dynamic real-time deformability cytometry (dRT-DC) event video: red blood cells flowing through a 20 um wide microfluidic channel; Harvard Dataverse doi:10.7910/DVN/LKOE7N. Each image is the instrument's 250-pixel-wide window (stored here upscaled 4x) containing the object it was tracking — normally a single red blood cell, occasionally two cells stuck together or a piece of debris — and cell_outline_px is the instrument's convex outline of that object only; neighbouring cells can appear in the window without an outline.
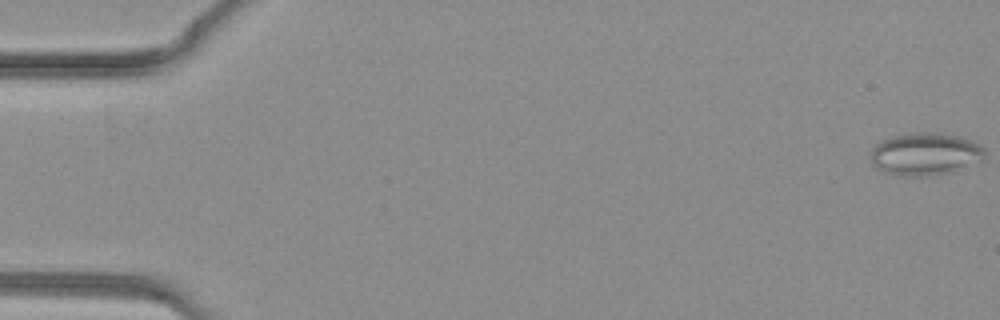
{"species": "common noctule bat (a hibernating species)", "species_latin": "Nyctalus noctula", "temperature_condition": "warm", "stored_images_in_passage": 10, "camera_frame_rate_fps": 3000, "um_per_image_px": 0.085, "animal": {"sex": "female", "body_mass_g": 19.3, "forearm_length_mm": 54.1}, "frame": {"image": 1, "passage_image": 1, "time_ms": 0.0, "image_size_px": [1000, 320], "cell_outline_px": [[984, 160], [944, 172], [928, 176], [900, 176], [884, 172], [876, 168], [872, 164], [868, 156], [872, 148], [876, 144], [884, 140], [896, 136], [956, 136], [972, 140], [984, 148]], "centroid_in_image_um": [78.58, 13.16], "position_along_channel_um": 6.4, "area_um2": 26.88}}